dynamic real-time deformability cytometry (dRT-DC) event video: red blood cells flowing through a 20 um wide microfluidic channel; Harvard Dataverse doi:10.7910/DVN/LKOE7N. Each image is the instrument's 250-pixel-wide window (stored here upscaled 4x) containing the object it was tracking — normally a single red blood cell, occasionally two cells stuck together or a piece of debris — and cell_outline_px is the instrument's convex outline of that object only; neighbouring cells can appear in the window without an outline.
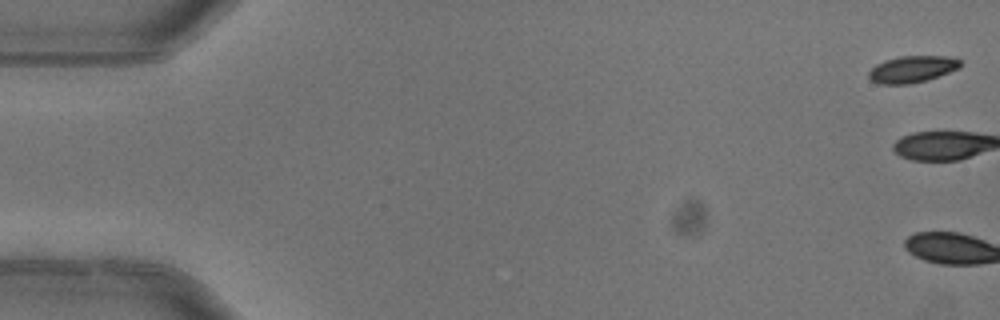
{"species": "common noctule bat (a hibernating species)", "species_latin": "Nyctalus noctula", "temperature_condition": "warm", "stored_images_in_passage": 6, "camera_frame_rate_fps": 3000, "um_per_image_px": 0.085, "animal": {"sex": "female"}, "frame": {"image": 1, "passage_image": 1, "time_ms": 0.0, "image_size_px": [1000, 320], "cell_outline_px": [[960, 68], [924, 80], [908, 84], [880, 84], [872, 80], [868, 76], [868, 72], [876, 64], [884, 60], [900, 56], [944, 56], [960, 60]], "centroid_in_image_um": [77.49, 5.87], "position_along_channel_um": 7.5, "area_um2": 13.99}}